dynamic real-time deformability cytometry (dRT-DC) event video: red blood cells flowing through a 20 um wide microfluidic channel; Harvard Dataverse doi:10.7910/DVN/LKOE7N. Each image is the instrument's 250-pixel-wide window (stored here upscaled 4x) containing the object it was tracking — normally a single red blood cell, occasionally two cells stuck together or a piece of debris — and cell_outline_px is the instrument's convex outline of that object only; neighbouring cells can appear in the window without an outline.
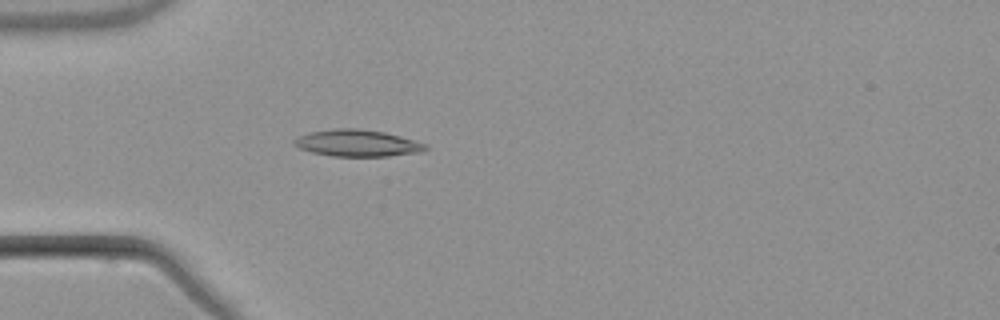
{"species": "common noctule bat (a hibernating species)", "species_latin": "Nyctalus noctula", "temperature_condition": "warm", "stored_images_in_passage": 4, "camera_frame_rate_fps": 3000, "um_per_image_px": 0.085, "animal": {"sex": "male", "body_mass_g": 21.5, "forearm_length_mm": 52.0}, "frame": {"image": 1, "passage_image": 4, "time_ms": 3.667, "image_size_px": [1000, 320], "cell_outline_px": [[428, 148], [424, 152], [388, 156], [332, 156], [312, 152], [300, 148], [292, 144], [292, 140], [308, 132], [336, 128], [356, 128], [384, 132], [400, 136], [428, 144]], "centroid_in_image_um": [30.39, 12.16], "position_along_channel_um": 54.6, "area_um2": 20.58}}